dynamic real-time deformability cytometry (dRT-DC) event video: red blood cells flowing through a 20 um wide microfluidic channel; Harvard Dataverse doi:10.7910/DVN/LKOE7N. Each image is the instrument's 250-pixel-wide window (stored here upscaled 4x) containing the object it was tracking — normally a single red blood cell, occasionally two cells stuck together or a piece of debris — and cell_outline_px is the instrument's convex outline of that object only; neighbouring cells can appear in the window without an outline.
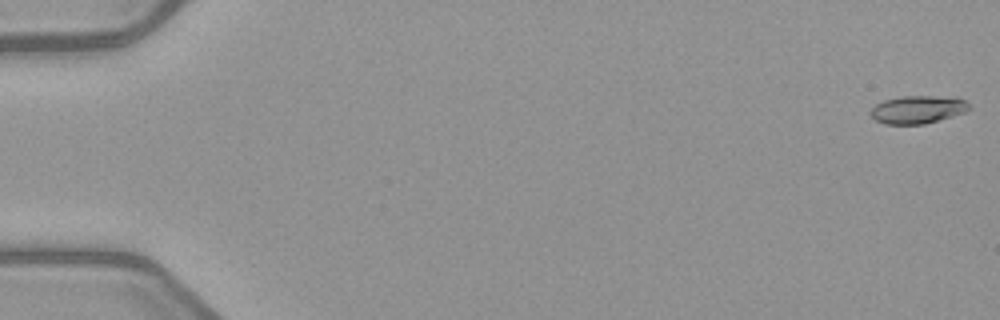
{"species": "common noctule bat (a hibernating species)", "species_latin": "Nyctalus noctula", "temperature_condition": "warm", "stored_images_in_passage": 7, "camera_frame_rate_fps": 3000, "um_per_image_px": 0.085, "animal": {"sex": "female", "body_mass_g": 21.9}, "frame": {"image": 1, "passage_image": 1, "time_ms": 0.0, "image_size_px": [1000, 320], "cell_outline_px": [[972, 108], [964, 112], [952, 116], [924, 124], [884, 124], [876, 120], [868, 112], [876, 104], [884, 100], [900, 96], [956, 96], [964, 100]], "centroid_in_image_um": [78.01, 9.29], "position_along_channel_um": 7.0, "area_um2": 16.13}}
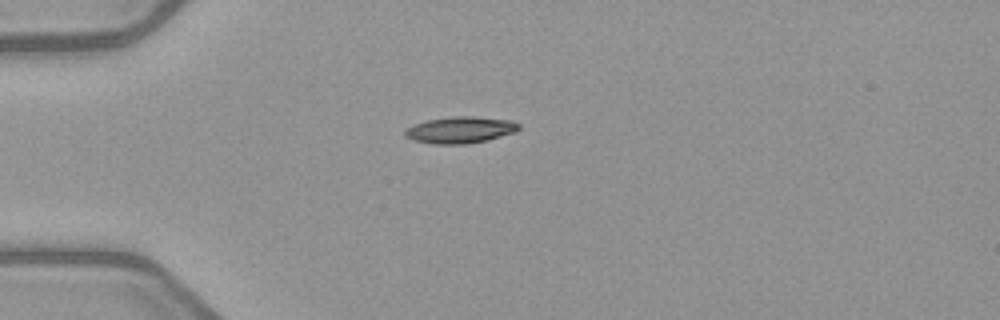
{"frame": {"image": 2, "passage_image": 5, "time_ms": 4.667, "image_size_px": [1000, 320], "cell_outline_px": [[520, 128], [516, 132], [488, 140], [464, 144], [436, 144], [416, 140], [404, 136], [404, 132], [408, 128], [416, 124], [428, 120], [456, 116], [472, 116], [512, 120], [520, 124]], "centroid_in_image_um": [39.19, 11.04], "position_along_channel_um": 45.8, "area_um2": 17.46}}
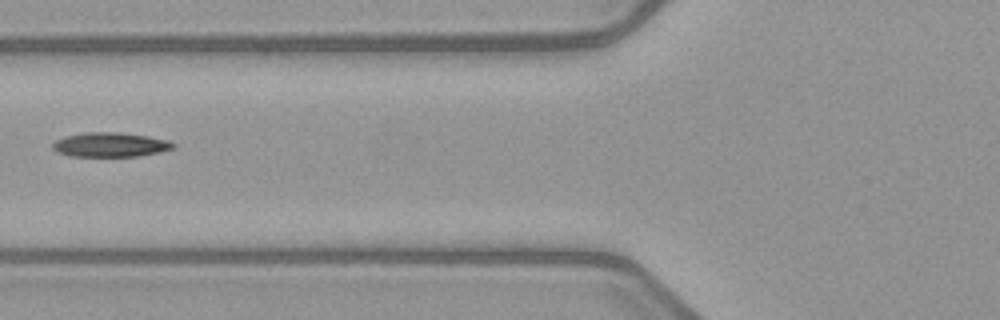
{"frame": {"image": 3, "passage_image": 7, "time_ms": 7.0, "image_size_px": [1000, 320], "cell_outline_px": [[176, 148], [160, 152], [140, 156], [68, 156], [56, 152], [52, 148], [52, 144], [56, 140], [64, 136], [84, 132], [120, 132], [148, 136], [168, 140], [176, 144]], "centroid_in_image_um": [9.38, 12.3], "position_along_channel_um": 116.4, "area_um2": 17.4}}